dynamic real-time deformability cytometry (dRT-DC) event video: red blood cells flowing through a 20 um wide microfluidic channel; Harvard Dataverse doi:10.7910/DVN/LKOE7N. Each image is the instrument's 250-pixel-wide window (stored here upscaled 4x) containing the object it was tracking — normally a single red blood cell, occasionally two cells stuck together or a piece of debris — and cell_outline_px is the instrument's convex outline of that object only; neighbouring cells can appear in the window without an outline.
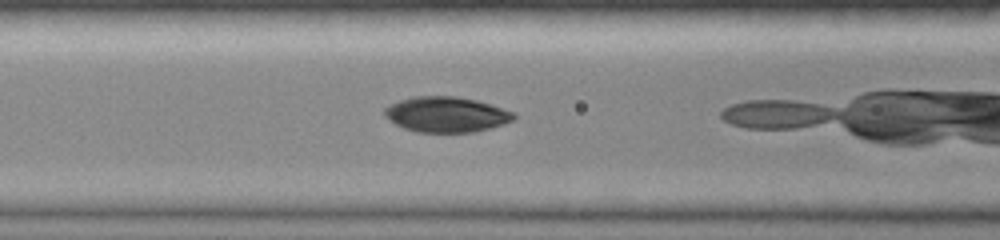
{"species": "common noctule bat (a hibernating species)", "species_latin": "Nyctalus noctula", "temperature_condition": "room temperature", "stored_images_in_passage": 21, "camera_frame_rate_fps": 3000, "um_per_image_px": 0.085, "animal": {"sex": "female", "body_mass_g": 19.0, "forearm_length_mm": 51.5}, "frame": {"image": 1, "passage_image": 7, "time_ms": 3.667, "image_size_px": [1000, 240], "cell_outline_px": [[516, 116], [512, 120], [504, 124], [472, 132], [416, 132], [404, 128], [396, 124], [384, 116], [384, 108], [388, 104], [412, 96], [456, 96], [476, 100], [492, 104], [516, 112]], "centroid_in_image_um": [37.93, 9.71], "position_along_channel_um": 128.7, "area_um2": 26.82}}
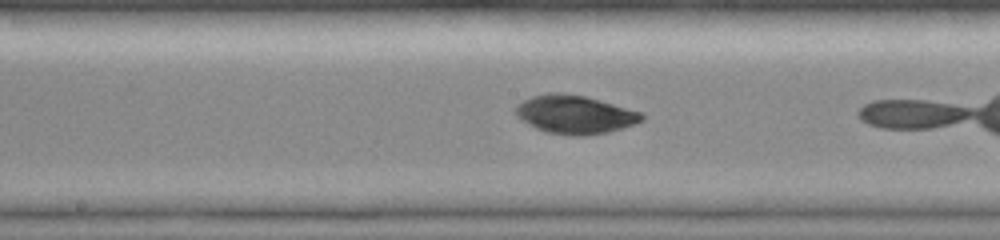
{"frame": {"image": 2, "passage_image": 10, "time_ms": 5.333, "image_size_px": [1000, 240], "cell_outline_px": [[644, 120], [636, 124], [608, 132], [584, 136], [568, 136], [548, 132], [536, 128], [528, 124], [516, 116], [516, 104], [532, 96], [544, 92], [560, 92], [584, 96], [600, 100], [644, 112]], "centroid_in_image_um": [48.89, 9.73], "position_along_channel_um": 199.3, "area_um2": 28.55}}
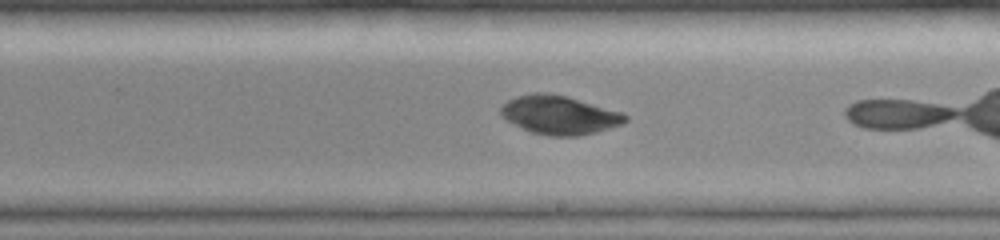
{"frame": {"image": 3, "passage_image": 12, "time_ms": 6.333, "image_size_px": [1000, 240], "cell_outline_px": [[628, 120], [624, 124], [596, 132], [580, 136], [552, 136], [532, 132], [504, 120], [500, 116], [500, 108], [508, 100], [516, 96], [532, 92], [548, 92], [568, 96], [624, 112], [628, 116]], "centroid_in_image_um": [47.57, 9.76], "position_along_channel_um": 241.4, "area_um2": 28.55}}